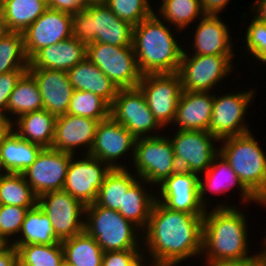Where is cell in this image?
<instances>
[{"label":"cell","mask_w":266,"mask_h":266,"mask_svg":"<svg viewBox=\"0 0 266 266\" xmlns=\"http://www.w3.org/2000/svg\"><path fill=\"white\" fill-rule=\"evenodd\" d=\"M203 224L204 214L170 210L155 200L142 236L151 264L177 266L183 260L202 255Z\"/></svg>","instance_id":"6da1fadb"},{"label":"cell","mask_w":266,"mask_h":266,"mask_svg":"<svg viewBox=\"0 0 266 266\" xmlns=\"http://www.w3.org/2000/svg\"><path fill=\"white\" fill-rule=\"evenodd\" d=\"M228 206L218 204L205 211L202 253L208 266L246 263L259 255H248L245 216L237 207Z\"/></svg>","instance_id":"7a4b0ae2"},{"label":"cell","mask_w":266,"mask_h":266,"mask_svg":"<svg viewBox=\"0 0 266 266\" xmlns=\"http://www.w3.org/2000/svg\"><path fill=\"white\" fill-rule=\"evenodd\" d=\"M155 12L133 28V48L142 75L177 73L183 48Z\"/></svg>","instance_id":"3957f363"},{"label":"cell","mask_w":266,"mask_h":266,"mask_svg":"<svg viewBox=\"0 0 266 266\" xmlns=\"http://www.w3.org/2000/svg\"><path fill=\"white\" fill-rule=\"evenodd\" d=\"M219 153L229 163L243 186L266 204V156L251 132L225 138Z\"/></svg>","instance_id":"277c9868"},{"label":"cell","mask_w":266,"mask_h":266,"mask_svg":"<svg viewBox=\"0 0 266 266\" xmlns=\"http://www.w3.org/2000/svg\"><path fill=\"white\" fill-rule=\"evenodd\" d=\"M133 28L106 4H91L72 14V37L85 45L100 42L118 47L133 46Z\"/></svg>","instance_id":"5b68a950"},{"label":"cell","mask_w":266,"mask_h":266,"mask_svg":"<svg viewBox=\"0 0 266 266\" xmlns=\"http://www.w3.org/2000/svg\"><path fill=\"white\" fill-rule=\"evenodd\" d=\"M85 216L84 231L96 239L103 252L142 250L137 233L140 228L118 211L92 203L86 205Z\"/></svg>","instance_id":"8992f818"},{"label":"cell","mask_w":266,"mask_h":266,"mask_svg":"<svg viewBox=\"0 0 266 266\" xmlns=\"http://www.w3.org/2000/svg\"><path fill=\"white\" fill-rule=\"evenodd\" d=\"M133 162L137 177L148 184L160 185L179 170L171 140L162 135L137 138Z\"/></svg>","instance_id":"52a82bcc"},{"label":"cell","mask_w":266,"mask_h":266,"mask_svg":"<svg viewBox=\"0 0 266 266\" xmlns=\"http://www.w3.org/2000/svg\"><path fill=\"white\" fill-rule=\"evenodd\" d=\"M86 57L96 65L118 89L138 87L139 71L133 46L118 47L100 42L87 45Z\"/></svg>","instance_id":"ba28073f"},{"label":"cell","mask_w":266,"mask_h":266,"mask_svg":"<svg viewBox=\"0 0 266 266\" xmlns=\"http://www.w3.org/2000/svg\"><path fill=\"white\" fill-rule=\"evenodd\" d=\"M183 50L178 74L182 89L192 92H210L232 72L234 55H192Z\"/></svg>","instance_id":"9c48e42d"},{"label":"cell","mask_w":266,"mask_h":266,"mask_svg":"<svg viewBox=\"0 0 266 266\" xmlns=\"http://www.w3.org/2000/svg\"><path fill=\"white\" fill-rule=\"evenodd\" d=\"M138 87L161 128L173 123L183 90L179 74H145L142 75Z\"/></svg>","instance_id":"30bf717a"},{"label":"cell","mask_w":266,"mask_h":266,"mask_svg":"<svg viewBox=\"0 0 266 266\" xmlns=\"http://www.w3.org/2000/svg\"><path fill=\"white\" fill-rule=\"evenodd\" d=\"M110 117L126 127L136 138L158 136L151 133L161 127L139 87L118 90L110 105Z\"/></svg>","instance_id":"8fae6325"},{"label":"cell","mask_w":266,"mask_h":266,"mask_svg":"<svg viewBox=\"0 0 266 266\" xmlns=\"http://www.w3.org/2000/svg\"><path fill=\"white\" fill-rule=\"evenodd\" d=\"M170 140L179 170L199 175L212 165L219 154V148L213 143H221L208 131L198 130H177Z\"/></svg>","instance_id":"7c38bea8"},{"label":"cell","mask_w":266,"mask_h":266,"mask_svg":"<svg viewBox=\"0 0 266 266\" xmlns=\"http://www.w3.org/2000/svg\"><path fill=\"white\" fill-rule=\"evenodd\" d=\"M38 206L49 217L56 236L62 241L84 232L85 205L64 190L38 197Z\"/></svg>","instance_id":"4fadbf2b"},{"label":"cell","mask_w":266,"mask_h":266,"mask_svg":"<svg viewBox=\"0 0 266 266\" xmlns=\"http://www.w3.org/2000/svg\"><path fill=\"white\" fill-rule=\"evenodd\" d=\"M214 95L209 133L216 139L244 135L250 132L245 122V113L254 95V90Z\"/></svg>","instance_id":"5bb4252c"},{"label":"cell","mask_w":266,"mask_h":266,"mask_svg":"<svg viewBox=\"0 0 266 266\" xmlns=\"http://www.w3.org/2000/svg\"><path fill=\"white\" fill-rule=\"evenodd\" d=\"M85 155L82 160H75L72 156L62 190L86 206L96 202L99 189L111 168L94 156Z\"/></svg>","instance_id":"9a60e30c"},{"label":"cell","mask_w":266,"mask_h":266,"mask_svg":"<svg viewBox=\"0 0 266 266\" xmlns=\"http://www.w3.org/2000/svg\"><path fill=\"white\" fill-rule=\"evenodd\" d=\"M73 154L43 148L34 163L22 174L34 193L40 195L63 189Z\"/></svg>","instance_id":"2e32d148"},{"label":"cell","mask_w":266,"mask_h":266,"mask_svg":"<svg viewBox=\"0 0 266 266\" xmlns=\"http://www.w3.org/2000/svg\"><path fill=\"white\" fill-rule=\"evenodd\" d=\"M22 34L25 53L30 60L43 47L72 37V14L48 8Z\"/></svg>","instance_id":"e0dca14e"},{"label":"cell","mask_w":266,"mask_h":266,"mask_svg":"<svg viewBox=\"0 0 266 266\" xmlns=\"http://www.w3.org/2000/svg\"><path fill=\"white\" fill-rule=\"evenodd\" d=\"M160 197L156 200L174 211L205 214L206 208L199 197V175L178 170L160 184Z\"/></svg>","instance_id":"ac0fdd59"},{"label":"cell","mask_w":266,"mask_h":266,"mask_svg":"<svg viewBox=\"0 0 266 266\" xmlns=\"http://www.w3.org/2000/svg\"><path fill=\"white\" fill-rule=\"evenodd\" d=\"M136 137L111 117L98 123L90 155L106 163L111 169L127 168L116 160L131 150L134 156Z\"/></svg>","instance_id":"d6986e66"},{"label":"cell","mask_w":266,"mask_h":266,"mask_svg":"<svg viewBox=\"0 0 266 266\" xmlns=\"http://www.w3.org/2000/svg\"><path fill=\"white\" fill-rule=\"evenodd\" d=\"M99 120L72 114L57 116L52 149L74 155L75 148L84 146L89 154L95 140Z\"/></svg>","instance_id":"ffe728a7"},{"label":"cell","mask_w":266,"mask_h":266,"mask_svg":"<svg viewBox=\"0 0 266 266\" xmlns=\"http://www.w3.org/2000/svg\"><path fill=\"white\" fill-rule=\"evenodd\" d=\"M41 93L43 109L55 116L66 114L74 93L66 71L28 69Z\"/></svg>","instance_id":"44dd1931"},{"label":"cell","mask_w":266,"mask_h":266,"mask_svg":"<svg viewBox=\"0 0 266 266\" xmlns=\"http://www.w3.org/2000/svg\"><path fill=\"white\" fill-rule=\"evenodd\" d=\"M214 95L210 92L184 91L180 95L175 125L177 130L208 131L213 111Z\"/></svg>","instance_id":"7402d4cb"},{"label":"cell","mask_w":266,"mask_h":266,"mask_svg":"<svg viewBox=\"0 0 266 266\" xmlns=\"http://www.w3.org/2000/svg\"><path fill=\"white\" fill-rule=\"evenodd\" d=\"M87 45L71 37L54 45L43 47L30 60L28 69H53L68 71L83 61Z\"/></svg>","instance_id":"603a6c76"},{"label":"cell","mask_w":266,"mask_h":266,"mask_svg":"<svg viewBox=\"0 0 266 266\" xmlns=\"http://www.w3.org/2000/svg\"><path fill=\"white\" fill-rule=\"evenodd\" d=\"M199 21L192 44L196 50L193 55L234 54L228 27L218 15H204Z\"/></svg>","instance_id":"cb8c5ba5"},{"label":"cell","mask_w":266,"mask_h":266,"mask_svg":"<svg viewBox=\"0 0 266 266\" xmlns=\"http://www.w3.org/2000/svg\"><path fill=\"white\" fill-rule=\"evenodd\" d=\"M204 173L203 179L199 177V197L201 204L205 208L207 203L206 199H204L205 192L209 190L208 193L224 194L235 185L239 187L243 202L261 203L243 186L234 170L220 153L214 158L212 165Z\"/></svg>","instance_id":"d4e9b609"},{"label":"cell","mask_w":266,"mask_h":266,"mask_svg":"<svg viewBox=\"0 0 266 266\" xmlns=\"http://www.w3.org/2000/svg\"><path fill=\"white\" fill-rule=\"evenodd\" d=\"M69 81L75 90L92 92L109 105L117 96L116 85L87 57L67 71Z\"/></svg>","instance_id":"484cf974"},{"label":"cell","mask_w":266,"mask_h":266,"mask_svg":"<svg viewBox=\"0 0 266 266\" xmlns=\"http://www.w3.org/2000/svg\"><path fill=\"white\" fill-rule=\"evenodd\" d=\"M57 116L42 109L25 113L14 121L13 128L23 140L37 144L42 148H51ZM16 122V124H15Z\"/></svg>","instance_id":"4316f807"},{"label":"cell","mask_w":266,"mask_h":266,"mask_svg":"<svg viewBox=\"0 0 266 266\" xmlns=\"http://www.w3.org/2000/svg\"><path fill=\"white\" fill-rule=\"evenodd\" d=\"M43 148L23 140L12 131L0 145V159L6 173H20L27 170Z\"/></svg>","instance_id":"83f0119b"},{"label":"cell","mask_w":266,"mask_h":266,"mask_svg":"<svg viewBox=\"0 0 266 266\" xmlns=\"http://www.w3.org/2000/svg\"><path fill=\"white\" fill-rule=\"evenodd\" d=\"M20 236L11 240L12 245L45 244L51 245L61 242L56 236L49 217L37 205L29 209L21 225Z\"/></svg>","instance_id":"f1b7e54d"},{"label":"cell","mask_w":266,"mask_h":266,"mask_svg":"<svg viewBox=\"0 0 266 266\" xmlns=\"http://www.w3.org/2000/svg\"><path fill=\"white\" fill-rule=\"evenodd\" d=\"M64 262L70 266H102L104 252L85 231L61 241Z\"/></svg>","instance_id":"f546056e"},{"label":"cell","mask_w":266,"mask_h":266,"mask_svg":"<svg viewBox=\"0 0 266 266\" xmlns=\"http://www.w3.org/2000/svg\"><path fill=\"white\" fill-rule=\"evenodd\" d=\"M47 9L46 0H5L0 13L9 32L23 33Z\"/></svg>","instance_id":"4dcf8cb0"},{"label":"cell","mask_w":266,"mask_h":266,"mask_svg":"<svg viewBox=\"0 0 266 266\" xmlns=\"http://www.w3.org/2000/svg\"><path fill=\"white\" fill-rule=\"evenodd\" d=\"M137 179L124 193L123 210H118V212L144 231L156 197L145 191L146 189L142 184L148 183L147 181Z\"/></svg>","instance_id":"1f68e13d"},{"label":"cell","mask_w":266,"mask_h":266,"mask_svg":"<svg viewBox=\"0 0 266 266\" xmlns=\"http://www.w3.org/2000/svg\"><path fill=\"white\" fill-rule=\"evenodd\" d=\"M127 168L111 169L101 185L96 204L115 211L123 210L124 193L137 180Z\"/></svg>","instance_id":"d6a6232c"},{"label":"cell","mask_w":266,"mask_h":266,"mask_svg":"<svg viewBox=\"0 0 266 266\" xmlns=\"http://www.w3.org/2000/svg\"><path fill=\"white\" fill-rule=\"evenodd\" d=\"M43 109V102L39 87L34 77L26 71L15 85L10 94L7 104V113L9 118L11 114L18 118L19 116Z\"/></svg>","instance_id":"836d02e7"},{"label":"cell","mask_w":266,"mask_h":266,"mask_svg":"<svg viewBox=\"0 0 266 266\" xmlns=\"http://www.w3.org/2000/svg\"><path fill=\"white\" fill-rule=\"evenodd\" d=\"M0 205L34 208L38 205V196L23 174L6 173L0 179Z\"/></svg>","instance_id":"e575fe53"},{"label":"cell","mask_w":266,"mask_h":266,"mask_svg":"<svg viewBox=\"0 0 266 266\" xmlns=\"http://www.w3.org/2000/svg\"><path fill=\"white\" fill-rule=\"evenodd\" d=\"M18 253V266H60L64 262L61 242L51 245H13Z\"/></svg>","instance_id":"d590c367"},{"label":"cell","mask_w":266,"mask_h":266,"mask_svg":"<svg viewBox=\"0 0 266 266\" xmlns=\"http://www.w3.org/2000/svg\"><path fill=\"white\" fill-rule=\"evenodd\" d=\"M29 59L24 49L22 33L9 32L0 38V74L10 71H27Z\"/></svg>","instance_id":"8d00e7d4"},{"label":"cell","mask_w":266,"mask_h":266,"mask_svg":"<svg viewBox=\"0 0 266 266\" xmlns=\"http://www.w3.org/2000/svg\"><path fill=\"white\" fill-rule=\"evenodd\" d=\"M158 16L177 28V31L187 28L194 19H200L205 14L201 9L200 0H163ZM179 29V30H178Z\"/></svg>","instance_id":"74e56055"},{"label":"cell","mask_w":266,"mask_h":266,"mask_svg":"<svg viewBox=\"0 0 266 266\" xmlns=\"http://www.w3.org/2000/svg\"><path fill=\"white\" fill-rule=\"evenodd\" d=\"M67 113L103 121L110 117V105L92 92L74 90Z\"/></svg>","instance_id":"f35d334b"},{"label":"cell","mask_w":266,"mask_h":266,"mask_svg":"<svg viewBox=\"0 0 266 266\" xmlns=\"http://www.w3.org/2000/svg\"><path fill=\"white\" fill-rule=\"evenodd\" d=\"M106 5L118 18L133 26L154 13L148 0H108Z\"/></svg>","instance_id":"ab89813d"},{"label":"cell","mask_w":266,"mask_h":266,"mask_svg":"<svg viewBox=\"0 0 266 266\" xmlns=\"http://www.w3.org/2000/svg\"><path fill=\"white\" fill-rule=\"evenodd\" d=\"M29 209L20 206L0 205V238L10 244L11 235L20 232L26 213Z\"/></svg>","instance_id":"60d3db41"},{"label":"cell","mask_w":266,"mask_h":266,"mask_svg":"<svg viewBox=\"0 0 266 266\" xmlns=\"http://www.w3.org/2000/svg\"><path fill=\"white\" fill-rule=\"evenodd\" d=\"M251 23L246 29L245 44L255 59L266 63V23L257 20L255 17L251 19Z\"/></svg>","instance_id":"b9f144b4"},{"label":"cell","mask_w":266,"mask_h":266,"mask_svg":"<svg viewBox=\"0 0 266 266\" xmlns=\"http://www.w3.org/2000/svg\"><path fill=\"white\" fill-rule=\"evenodd\" d=\"M143 250L129 249L123 251H107L104 252L102 266H131L141 256Z\"/></svg>","instance_id":"7bdbcfd3"},{"label":"cell","mask_w":266,"mask_h":266,"mask_svg":"<svg viewBox=\"0 0 266 266\" xmlns=\"http://www.w3.org/2000/svg\"><path fill=\"white\" fill-rule=\"evenodd\" d=\"M26 71H10L0 74V115L7 114V104L16 83Z\"/></svg>","instance_id":"ee69618b"},{"label":"cell","mask_w":266,"mask_h":266,"mask_svg":"<svg viewBox=\"0 0 266 266\" xmlns=\"http://www.w3.org/2000/svg\"><path fill=\"white\" fill-rule=\"evenodd\" d=\"M49 9L75 14L87 7L86 0H46Z\"/></svg>","instance_id":"f6af8a7d"},{"label":"cell","mask_w":266,"mask_h":266,"mask_svg":"<svg viewBox=\"0 0 266 266\" xmlns=\"http://www.w3.org/2000/svg\"><path fill=\"white\" fill-rule=\"evenodd\" d=\"M0 266H18V253L12 244H5L0 249Z\"/></svg>","instance_id":"bcb514c9"},{"label":"cell","mask_w":266,"mask_h":266,"mask_svg":"<svg viewBox=\"0 0 266 266\" xmlns=\"http://www.w3.org/2000/svg\"><path fill=\"white\" fill-rule=\"evenodd\" d=\"M201 9L205 15H218L229 0H200Z\"/></svg>","instance_id":"7dc6e473"},{"label":"cell","mask_w":266,"mask_h":266,"mask_svg":"<svg viewBox=\"0 0 266 266\" xmlns=\"http://www.w3.org/2000/svg\"><path fill=\"white\" fill-rule=\"evenodd\" d=\"M14 125L12 118L0 115V145L4 142V139L13 131Z\"/></svg>","instance_id":"c3c4849f"},{"label":"cell","mask_w":266,"mask_h":266,"mask_svg":"<svg viewBox=\"0 0 266 266\" xmlns=\"http://www.w3.org/2000/svg\"><path fill=\"white\" fill-rule=\"evenodd\" d=\"M256 7V8H254ZM256 10V11H254ZM254 17L266 23V0H257L253 5Z\"/></svg>","instance_id":"681fc988"},{"label":"cell","mask_w":266,"mask_h":266,"mask_svg":"<svg viewBox=\"0 0 266 266\" xmlns=\"http://www.w3.org/2000/svg\"><path fill=\"white\" fill-rule=\"evenodd\" d=\"M220 266H265V260L258 255V257L246 263L224 264Z\"/></svg>","instance_id":"f907efd6"},{"label":"cell","mask_w":266,"mask_h":266,"mask_svg":"<svg viewBox=\"0 0 266 266\" xmlns=\"http://www.w3.org/2000/svg\"><path fill=\"white\" fill-rule=\"evenodd\" d=\"M7 33H9V30L6 25V21L0 13V38L4 37Z\"/></svg>","instance_id":"816d5d0a"},{"label":"cell","mask_w":266,"mask_h":266,"mask_svg":"<svg viewBox=\"0 0 266 266\" xmlns=\"http://www.w3.org/2000/svg\"><path fill=\"white\" fill-rule=\"evenodd\" d=\"M108 0H86L87 6L91 4H106Z\"/></svg>","instance_id":"f5cc1de1"},{"label":"cell","mask_w":266,"mask_h":266,"mask_svg":"<svg viewBox=\"0 0 266 266\" xmlns=\"http://www.w3.org/2000/svg\"><path fill=\"white\" fill-rule=\"evenodd\" d=\"M144 254L131 266H144L146 264V262L143 264L142 262L144 261L143 258ZM150 266H155L154 264L150 265Z\"/></svg>","instance_id":"db71d44e"},{"label":"cell","mask_w":266,"mask_h":266,"mask_svg":"<svg viewBox=\"0 0 266 266\" xmlns=\"http://www.w3.org/2000/svg\"><path fill=\"white\" fill-rule=\"evenodd\" d=\"M265 242V249L264 250H262V251H260V253H259V255L264 259V260H266V239H263Z\"/></svg>","instance_id":"11a10c76"},{"label":"cell","mask_w":266,"mask_h":266,"mask_svg":"<svg viewBox=\"0 0 266 266\" xmlns=\"http://www.w3.org/2000/svg\"><path fill=\"white\" fill-rule=\"evenodd\" d=\"M2 172V173H1ZM6 174V171L3 168L1 159H0V179Z\"/></svg>","instance_id":"9f6ffc18"},{"label":"cell","mask_w":266,"mask_h":266,"mask_svg":"<svg viewBox=\"0 0 266 266\" xmlns=\"http://www.w3.org/2000/svg\"><path fill=\"white\" fill-rule=\"evenodd\" d=\"M4 2H5V0H0V11H1L2 8H3Z\"/></svg>","instance_id":"6f0895ef"},{"label":"cell","mask_w":266,"mask_h":266,"mask_svg":"<svg viewBox=\"0 0 266 266\" xmlns=\"http://www.w3.org/2000/svg\"><path fill=\"white\" fill-rule=\"evenodd\" d=\"M6 243L0 238V249L5 245Z\"/></svg>","instance_id":"680465c9"},{"label":"cell","mask_w":266,"mask_h":266,"mask_svg":"<svg viewBox=\"0 0 266 266\" xmlns=\"http://www.w3.org/2000/svg\"><path fill=\"white\" fill-rule=\"evenodd\" d=\"M60 266H70V265H68L65 262H63Z\"/></svg>","instance_id":"91938a15"}]
</instances>
